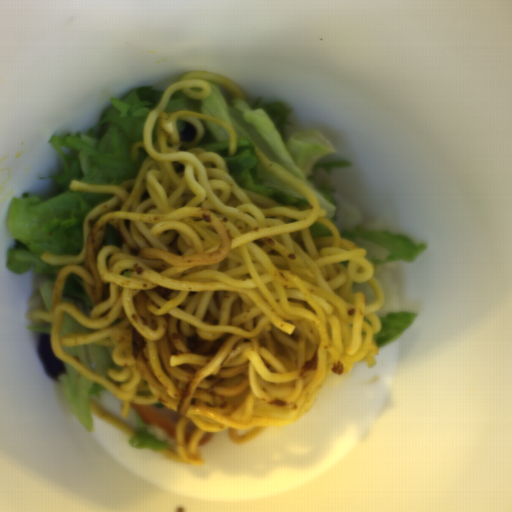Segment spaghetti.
Listing matches in <instances>:
<instances>
[{
    "label": "spaghetti",
    "mask_w": 512,
    "mask_h": 512,
    "mask_svg": "<svg viewBox=\"0 0 512 512\" xmlns=\"http://www.w3.org/2000/svg\"><path fill=\"white\" fill-rule=\"evenodd\" d=\"M88 406L94 416H96L97 418H99L112 428L116 429L123 435L129 438H133L136 435V430L132 426H130L123 419L106 410L103 406L95 402L93 399L89 400Z\"/></svg>",
    "instance_id": "8bdb9b5d"
},
{
    "label": "spaghetti",
    "mask_w": 512,
    "mask_h": 512,
    "mask_svg": "<svg viewBox=\"0 0 512 512\" xmlns=\"http://www.w3.org/2000/svg\"><path fill=\"white\" fill-rule=\"evenodd\" d=\"M211 84L238 99V83L216 71H192L169 85L149 112L141 142L147 157L140 172L119 185L71 180L75 191L112 193L88 212L77 255L40 254L62 265L51 311L34 322L52 324L53 354L130 405L164 404L179 417L175 448L161 456L175 464L204 466L199 443L226 432L230 444L253 442L270 429L291 426L313 407L330 377L355 363L375 368L380 351L378 310L386 294L368 248L342 237L312 188L271 161L257 147L261 167L296 191L307 205L281 203L240 187L220 154L198 147L201 120L225 127L229 153L237 152L232 124L214 116L165 112L180 90L192 100L210 96ZM198 130L180 142L176 122ZM314 222L333 237H313ZM106 223L121 231L122 249L103 246ZM84 280L94 305L90 317L62 302L65 279ZM369 282L375 300L352 284ZM90 334L60 336L63 313ZM132 327L147 345L135 360ZM112 345L122 370L90 372L62 350L87 343ZM197 424L188 443L183 428Z\"/></svg>",
    "instance_id": "c7327b10"
}]
</instances>
